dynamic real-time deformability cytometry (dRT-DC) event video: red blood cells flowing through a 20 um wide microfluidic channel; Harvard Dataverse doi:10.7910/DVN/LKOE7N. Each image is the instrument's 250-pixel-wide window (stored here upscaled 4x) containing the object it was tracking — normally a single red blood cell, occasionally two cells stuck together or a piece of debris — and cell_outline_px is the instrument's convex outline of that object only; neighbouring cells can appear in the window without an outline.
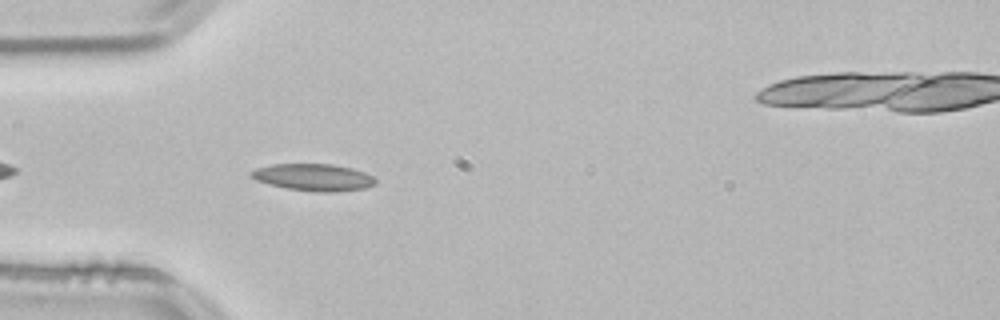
{"species": "common noctule bat (a hibernating species)", "species_latin": "Nyctalus noctula", "temperature_condition": "room temperature", "stored_images_in_passage": 14, "camera_frame_rate_fps": 3000, "um_per_image_px": 0.085, "animal": {"sex": "male", "body_mass_g": 21.5, "forearm_length_mm": 52.0}, "frame": {"image": 1, "passage_image": 1, "time_ms": 0.0, "image_size_px": [1000, 320], "cell_outline_px": [[376, 184], [364, 188], [332, 192], [316, 192], [288, 188], [268, 184], [256, 180], [248, 176], [248, 172], [256, 168], [272, 164], [332, 164], [352, 168], [364, 172], [372, 176], [376, 180]], "centroid_in_image_um": [26.61, 15.06], "position_along_channel_um": 58.4, "area_um2": 19.59}}
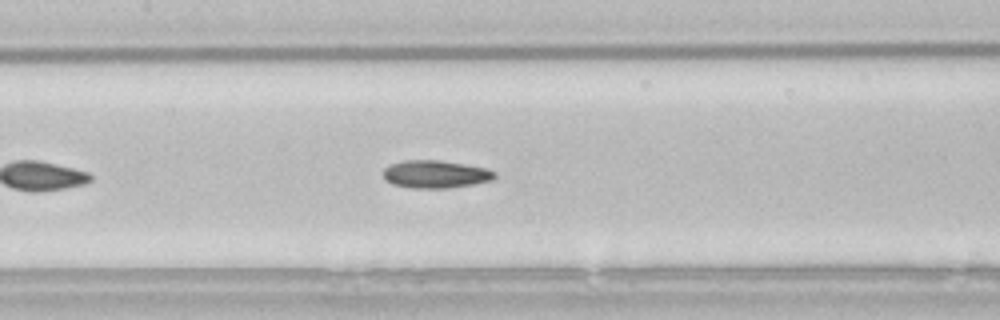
{"frame": {"image": 2, "passage_image": 10, "time_ms": 3.0, "image_size_px": [1000, 320], "cell_outline_px": [[496, 176], [492, 180], [472, 184], [448, 188], [408, 188], [392, 184], [384, 180], [384, 168], [388, 164], [404, 160], [440, 160], [488, 168], [496, 172]], "centroid_in_image_um": [36.99, 14.8], "position_along_channel_um": 170.4, "area_um2": 18.21}}